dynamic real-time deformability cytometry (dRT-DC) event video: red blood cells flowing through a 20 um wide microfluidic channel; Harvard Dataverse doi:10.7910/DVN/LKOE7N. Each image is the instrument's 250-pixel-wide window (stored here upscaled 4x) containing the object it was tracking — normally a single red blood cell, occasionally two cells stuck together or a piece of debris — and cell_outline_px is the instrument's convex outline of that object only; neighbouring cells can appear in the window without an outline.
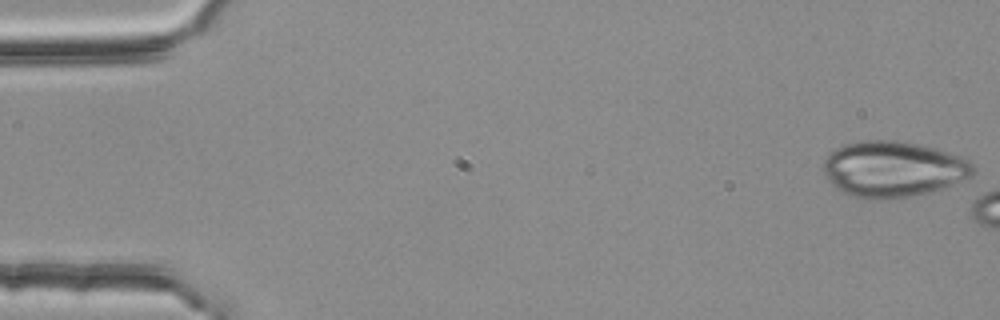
{"species": "common noctule bat (a hibernating species)", "species_latin": "Nyctalus noctula", "temperature_condition": "room temperature", "stored_images_in_passage": 7, "camera_frame_rate_fps": 3000, "um_per_image_px": 0.085, "animal": {"sex": "female", "body_mass_g": 25.1}, "frame": {"image": 1, "passage_image": 1, "time_ms": 0.0, "image_size_px": [1000, 320], "cell_outline_px": [[976, 172], [972, 176], [952, 184], [928, 192], [908, 196], [876, 200], [868, 200], [852, 196], [836, 188], [832, 184], [824, 172], [824, 160], [836, 148], [844, 144], [860, 140], [892, 140], [916, 144], [936, 148], [960, 156], [968, 160], [976, 168]], "centroid_in_image_um": [75.92, 14.37], "position_along_channel_um": 9.1, "area_um2": 48.49}}